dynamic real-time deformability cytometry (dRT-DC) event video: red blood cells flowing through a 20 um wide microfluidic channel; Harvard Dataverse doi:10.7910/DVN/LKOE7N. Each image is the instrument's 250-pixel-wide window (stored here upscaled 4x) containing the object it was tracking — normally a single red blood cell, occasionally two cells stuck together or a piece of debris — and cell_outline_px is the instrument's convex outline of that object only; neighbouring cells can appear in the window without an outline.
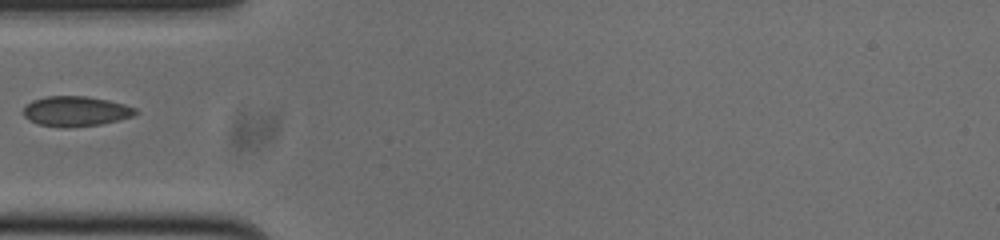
{"species": "common noctule bat (a hibernating species)", "species_latin": "Nyctalus noctula", "temperature_condition": "cold", "stored_images_in_passage": 9, "camera_frame_rate_fps": 3000, "um_per_image_px": 0.085, "animal": {"sex": "male", "body_mass_g": 20.0, "forearm_length_mm": 53.3}, "frame": {"image": 1, "passage_image": 1, "time_ms": 0.0, "image_size_px": [1000, 240], "cell_outline_px": [[140, 112], [132, 116], [120, 120], [100, 124], [68, 128], [64, 128], [40, 124], [28, 120], [24, 116], [24, 108], [32, 100], [44, 96], [84, 96], [108, 100], [124, 104], [136, 108]], "centroid_in_image_um": [6.45, 9.46], "position_along_channel_um": 78.5, "area_um2": 19.71}}
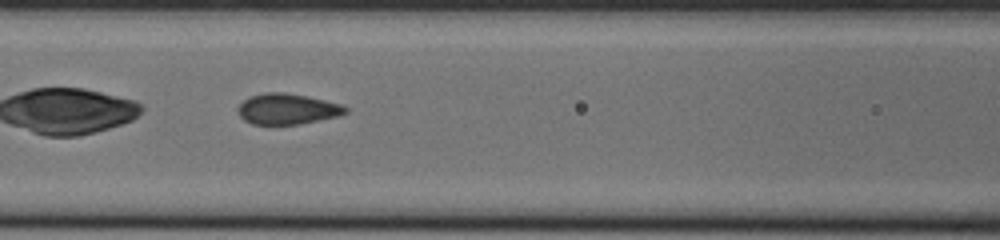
{"frame": {"image": 2, "passage_image": 6, "time_ms": 1.667, "image_size_px": [1000, 240], "cell_outline_px": [[348, 112], [340, 116], [300, 124], [252, 124], [244, 120], [240, 116], [236, 108], [244, 100], [252, 96], [264, 92], [284, 92], [308, 96], [340, 104], [348, 108]], "centroid_in_image_um": [24.43, 9.26], "position_along_channel_um": 142.2, "area_um2": 19.31}}